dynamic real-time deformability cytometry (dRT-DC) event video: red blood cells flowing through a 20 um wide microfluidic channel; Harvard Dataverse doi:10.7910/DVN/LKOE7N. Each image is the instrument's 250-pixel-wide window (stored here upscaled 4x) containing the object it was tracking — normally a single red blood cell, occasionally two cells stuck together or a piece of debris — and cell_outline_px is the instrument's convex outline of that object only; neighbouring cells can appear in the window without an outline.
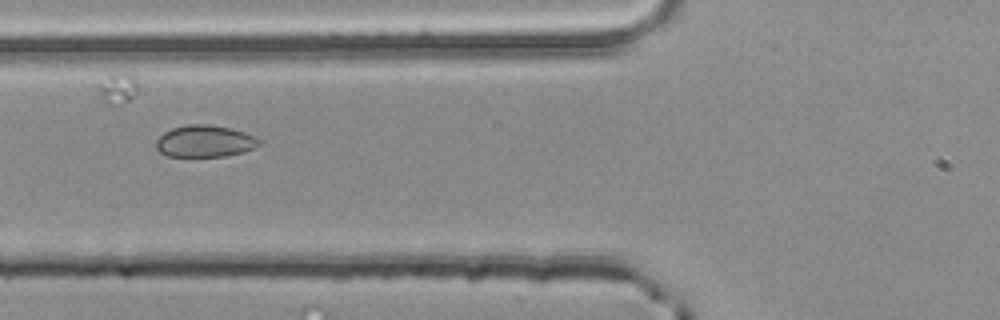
{"species": "common noctule bat (a hibernating species)", "species_latin": "Nyctalus noctula", "temperature_condition": "room temperature", "stored_images_in_passage": 5, "camera_frame_rate_fps": 3000, "um_per_image_px": 0.085, "animal": {"sex": "male", "body_mass_g": 20.4}, "frame": {"image": 1, "passage_image": 5, "time_ms": 1.333, "image_size_px": [1000, 320], "cell_outline_px": [[260, 144], [244, 152], [224, 156], [168, 156], [160, 152], [156, 148], [156, 140], [164, 132], [172, 128], [188, 124], [208, 124], [232, 128], [244, 132], [260, 140]], "centroid_in_image_um": [17.39, 11.99], "position_along_channel_um": 108.4, "area_um2": 19.02}}